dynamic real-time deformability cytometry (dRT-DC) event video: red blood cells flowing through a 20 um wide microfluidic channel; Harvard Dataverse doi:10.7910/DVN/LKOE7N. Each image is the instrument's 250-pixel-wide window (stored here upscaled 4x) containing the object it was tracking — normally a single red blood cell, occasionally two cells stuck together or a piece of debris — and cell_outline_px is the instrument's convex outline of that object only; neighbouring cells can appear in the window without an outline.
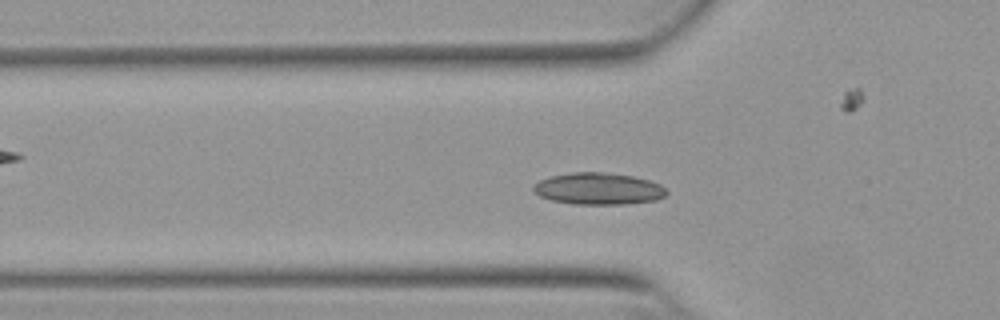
{"species": "Egyptian fruit bat (a non-hibernating species)", "species_latin": "Rousettus aegyptiacus", "temperature_condition": "warm", "stored_images_in_passage": 48, "camera_frame_rate_fps": 3000, "um_per_image_px": 0.085, "animal": {"sex": "female"}, "frame": {"image": 1, "passage_image": 12, "time_ms": 3.667, "image_size_px": [1000, 320], "cell_outline_px": [[668, 192], [664, 196], [656, 200], [624, 204], [572, 204], [552, 200], [540, 196], [532, 192], [532, 188], [540, 180], [552, 176], [572, 172], [604, 172], [632, 176], [648, 180], [660, 184]], "centroid_in_image_um": [50.85, 16.04], "position_along_channel_um": 74.9, "area_um2": 24.57}}
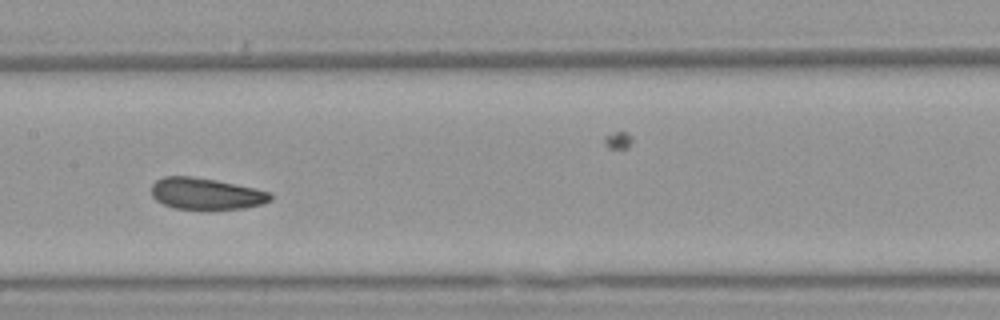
{"frame": {"image": 2, "passage_image": 21, "time_ms": 6.667, "image_size_px": [1000, 320], "cell_outline_px": [[272, 200], [264, 204], [244, 208], [172, 208], [156, 200], [152, 196], [152, 184], [156, 180], [164, 176], [192, 176], [216, 180], [256, 188], [268, 192], [272, 196]], "centroid_in_image_um": [17.51, 16.45], "position_along_channel_um": 189.9, "area_um2": 21.68}}
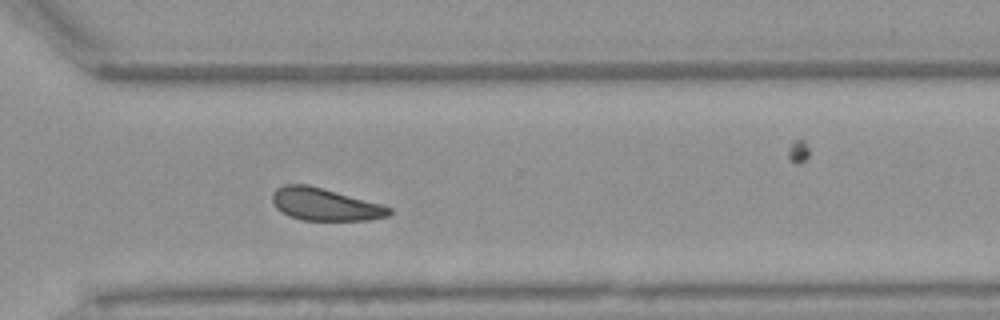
{"frame": {"image": 3, "passage_image": 33, "time_ms": 10.667, "image_size_px": [1000, 320], "cell_outline_px": [[392, 212], [388, 216], [368, 220], [300, 220], [288, 216], [280, 212], [276, 208], [272, 200], [272, 192], [276, 188], [284, 184], [308, 184], [384, 204], [392, 208]], "centroid_in_image_um": [27.62, 17.37], "position_along_channel_um": 343.0, "area_um2": 22.43}, "authors_computed_cell_mechanics": {"area_um2": 22.6865, "velocity_mm_per_s": 3.8347, "shape_relaxation_time_tau1_ms": 10.8767, "shape_relaxation_time_tau2_ms": 3.9687, "deformation_change_tau1": 0.102, "deformation_change_tau2": 0.1138}}